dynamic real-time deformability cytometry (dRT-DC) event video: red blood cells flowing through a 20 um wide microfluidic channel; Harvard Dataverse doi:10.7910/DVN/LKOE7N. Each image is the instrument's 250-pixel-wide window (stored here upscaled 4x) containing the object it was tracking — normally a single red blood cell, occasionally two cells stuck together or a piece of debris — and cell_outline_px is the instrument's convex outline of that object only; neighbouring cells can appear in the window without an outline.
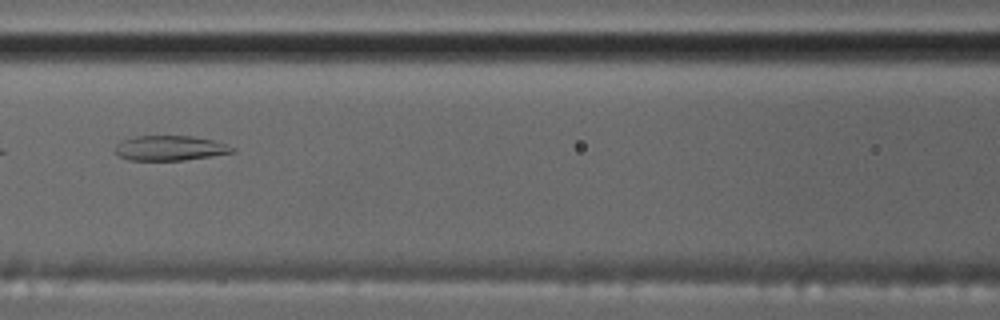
{"species": "common noctule bat (a hibernating species)", "species_latin": "Nyctalus noctula", "temperature_condition": "cold", "stored_images_in_passage": 8, "camera_frame_rate_fps": 3000, "um_per_image_px": 0.085, "animal": {"sex": "male", "body_mass_g": 17.5, "forearm_length_mm": 52.3}, "frame": {"image": 1, "passage_image": 8, "time_ms": 8.333, "image_size_px": [1000, 320], "cell_outline_px": [[236, 152], [184, 160], [128, 160], [120, 156], [116, 152], [116, 144], [124, 140], [136, 136], [192, 136], [212, 140], [236, 148]], "centroid_in_image_um": [14.47, 12.59], "position_along_channel_um": 152.1, "area_um2": 16.82}}